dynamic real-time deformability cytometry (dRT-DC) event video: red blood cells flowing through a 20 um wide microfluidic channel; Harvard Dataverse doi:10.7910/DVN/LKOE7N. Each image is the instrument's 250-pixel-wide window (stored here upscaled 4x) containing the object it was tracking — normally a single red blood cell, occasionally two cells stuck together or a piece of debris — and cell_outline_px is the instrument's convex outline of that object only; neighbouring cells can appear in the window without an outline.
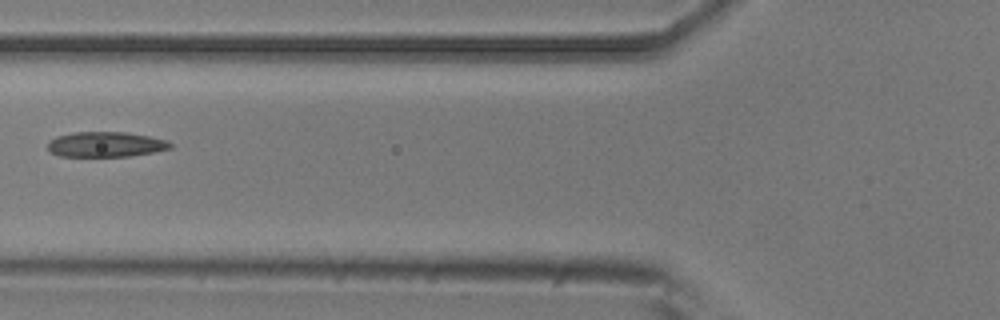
{"species": "common noctule bat (a hibernating species)", "species_latin": "Nyctalus noctula", "temperature_condition": "room temperature", "stored_images_in_passage": 7, "camera_frame_rate_fps": 3000, "um_per_image_px": 0.085, "animal": {"sex": "male", "body_mass_g": 20.5, "forearm_length_mm": 52.5}, "frame": {"image": 1, "passage_image": 6, "time_ms": 1.667, "image_size_px": [1000, 320], "cell_outline_px": [[172, 148], [152, 152], [128, 156], [60, 156], [52, 152], [48, 148], [48, 140], [56, 136], [72, 132], [128, 132], [168, 140], [172, 144]], "centroid_in_image_um": [8.98, 12.26], "position_along_channel_um": 116.8, "area_um2": 17.98}}
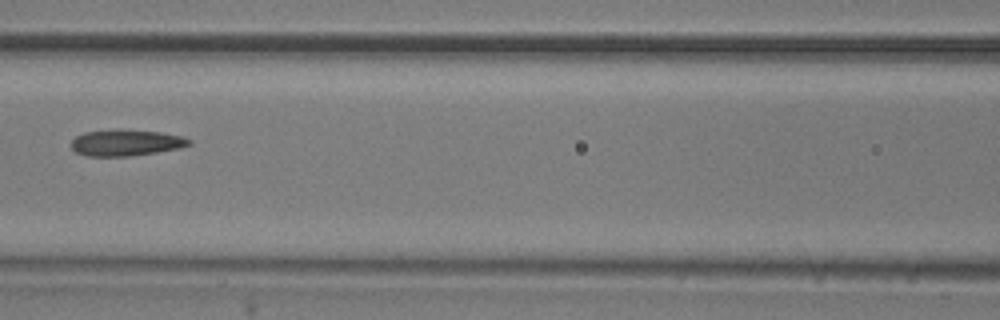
{"frame": {"image": 2, "passage_image": 7, "time_ms": 2.0, "image_size_px": [1000, 320], "cell_outline_px": [[192, 144], [180, 148], [132, 156], [88, 156], [76, 152], [72, 148], [72, 140], [76, 136], [84, 132], [120, 128], [160, 132], [184, 136], [192, 140]], "centroid_in_image_um": [10.74, 12.11], "position_along_channel_um": 155.9, "area_um2": 18.32}}